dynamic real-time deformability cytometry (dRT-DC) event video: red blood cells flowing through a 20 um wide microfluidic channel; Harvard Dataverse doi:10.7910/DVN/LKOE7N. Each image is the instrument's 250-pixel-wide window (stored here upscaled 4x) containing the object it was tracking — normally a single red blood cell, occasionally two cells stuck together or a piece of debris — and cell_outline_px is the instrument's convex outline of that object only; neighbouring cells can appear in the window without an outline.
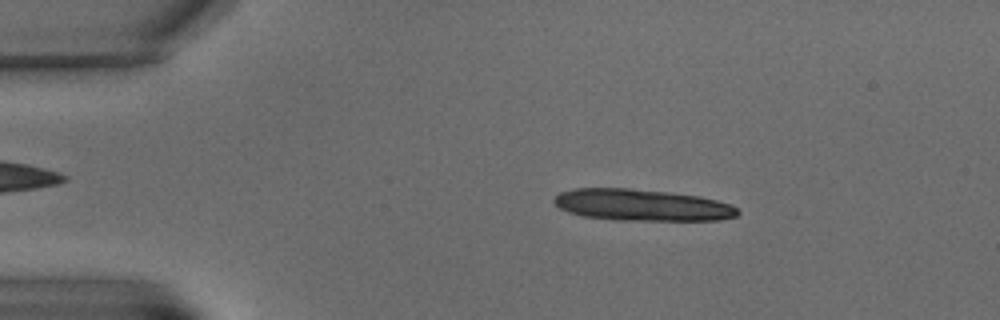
{"species": "common noctule bat (a hibernating species)", "species_latin": "Nyctalus noctula", "temperature_condition": "warm", "stored_images_in_passage": 5, "camera_frame_rate_fps": 3000, "um_per_image_px": 0.085, "animal": {"sex": "male", "body_mass_g": 15.6}, "frame": {"image": 1, "passage_image": 3, "time_ms": 2.333, "image_size_px": [1000, 320], "cell_outline_px": [[740, 212], [736, 216], [720, 220], [620, 220], [584, 216], [568, 212], [560, 208], [552, 200], [560, 192], [576, 188], [632, 188], [668, 192], [700, 196], [732, 204]], "centroid_in_image_um": [54.58, 17.42], "position_along_channel_um": 30.4, "area_um2": 33.81}}